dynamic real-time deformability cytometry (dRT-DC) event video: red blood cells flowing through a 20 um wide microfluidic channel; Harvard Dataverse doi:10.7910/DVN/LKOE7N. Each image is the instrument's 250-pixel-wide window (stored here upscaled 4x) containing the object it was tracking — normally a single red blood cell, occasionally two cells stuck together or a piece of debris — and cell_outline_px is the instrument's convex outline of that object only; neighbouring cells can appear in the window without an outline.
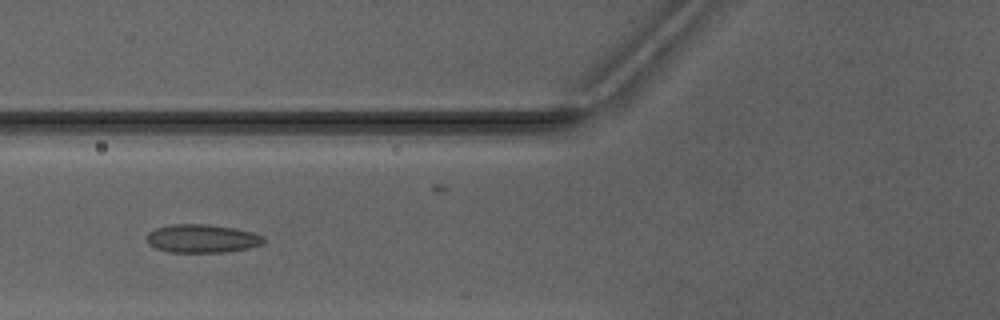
{"species": "Egyptian fruit bat (a non-hibernating species)", "species_latin": "Rousettus aegyptiacus", "temperature_condition": "warm", "stored_images_in_passage": 7, "camera_frame_rate_fps": 3000, "um_per_image_px": 0.085, "animal": {"sex": "male"}, "frame": {"image": 1, "passage_image": 5, "time_ms": 5.667, "image_size_px": [1000, 320], "cell_outline_px": [[264, 244], [248, 248], [224, 252], [168, 252], [156, 248], [148, 244], [148, 232], [156, 228], [172, 224], [208, 224], [232, 228], [252, 232], [264, 236]], "centroid_in_image_um": [17.18, 20.28], "position_along_channel_um": 108.6, "area_um2": 19.25}}
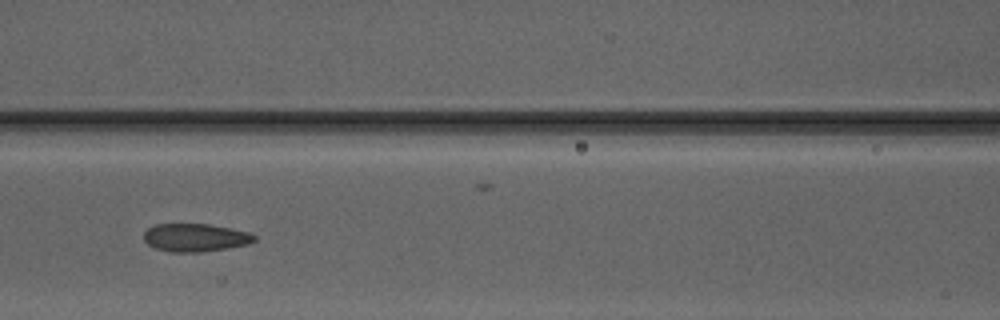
{"frame": {"image": 2, "passage_image": 6, "time_ms": 6.667, "image_size_px": [1000, 320], "cell_outline_px": [[256, 240], [248, 244], [200, 252], [172, 252], [156, 248], [148, 244], [144, 240], [144, 232], [148, 228], [156, 224], [208, 224], [248, 232], [256, 236]], "centroid_in_image_um": [16.58, 20.19], "position_along_channel_um": 150.0, "area_um2": 17.8}}